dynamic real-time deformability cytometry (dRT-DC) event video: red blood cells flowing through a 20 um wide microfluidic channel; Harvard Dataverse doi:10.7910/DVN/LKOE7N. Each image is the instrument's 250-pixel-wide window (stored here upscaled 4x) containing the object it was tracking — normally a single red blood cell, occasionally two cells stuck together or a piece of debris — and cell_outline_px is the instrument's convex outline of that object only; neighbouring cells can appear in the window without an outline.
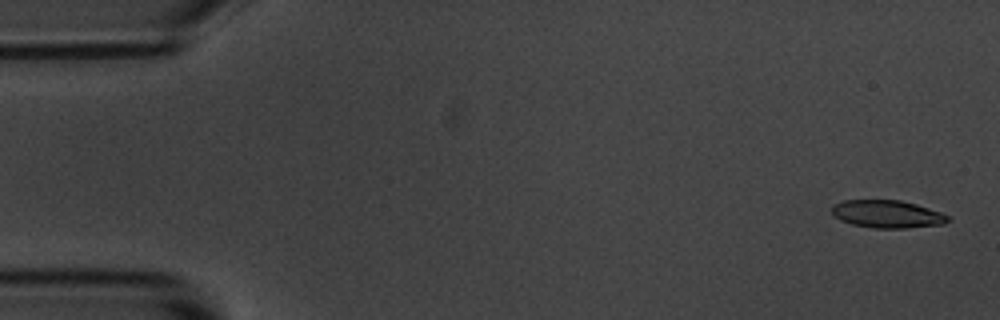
{"species": "common noctule bat (a hibernating species)", "species_latin": "Nyctalus noctula", "temperature_condition": "room temperature", "stored_images_in_passage": 5, "camera_frame_rate_fps": 3000, "um_per_image_px": 0.085, "animal": {"sex": "male", "body_mass_g": 20.1, "forearm_length_mm": 53.5}, "frame": {"image": 1, "passage_image": 1, "time_ms": 0.0, "image_size_px": [1000, 320], "cell_outline_px": [[948, 220], [944, 224], [904, 228], [872, 228], [852, 224], [840, 220], [832, 216], [832, 204], [844, 200], [900, 200], [916, 204], [940, 212], [948, 216]], "centroid_in_image_um": [75.36, 18.19], "position_along_channel_um": 9.6, "area_um2": 18.73}}
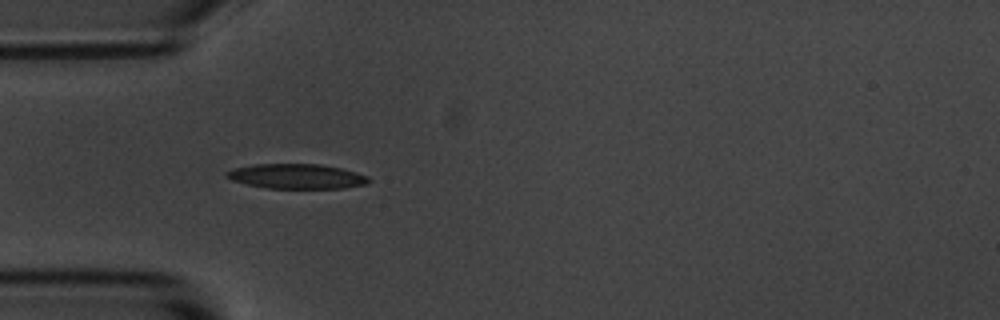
{"frame": {"image": 2, "passage_image": 4, "time_ms": 4.667, "image_size_px": [1000, 320], "cell_outline_px": [[372, 180], [368, 184], [344, 188], [268, 188], [248, 184], [232, 180], [224, 176], [224, 172], [232, 168], [252, 164], [320, 164], [340, 168], [356, 172], [368, 176]], "centroid_in_image_um": [25.21, 14.98], "position_along_channel_um": 59.8, "area_um2": 20.69}}